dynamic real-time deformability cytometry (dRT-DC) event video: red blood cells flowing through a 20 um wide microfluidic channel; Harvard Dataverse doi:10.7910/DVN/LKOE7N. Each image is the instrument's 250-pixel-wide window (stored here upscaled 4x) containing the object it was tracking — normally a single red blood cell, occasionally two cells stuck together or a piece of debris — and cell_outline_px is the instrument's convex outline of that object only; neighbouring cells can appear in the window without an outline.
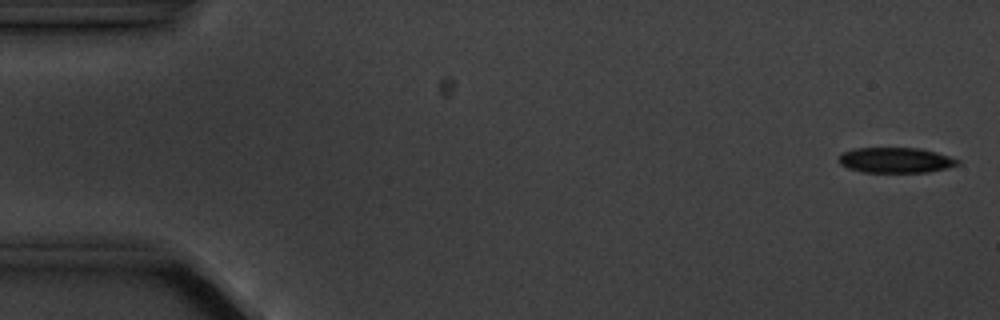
{"species": "common noctule bat (a hibernating species)", "species_latin": "Nyctalus noctula", "temperature_condition": "cold", "stored_images_in_passage": 4, "camera_frame_rate_fps": 3000, "um_per_image_px": 0.085, "animal": {"sex": "male", "body_mass_g": 20.1, "forearm_length_mm": 53.5}, "frame": {"image": 1, "passage_image": 1, "time_ms": 0.0, "image_size_px": [1000, 320], "cell_outline_px": [[960, 164], [928, 172], [860, 172], [848, 168], [840, 164], [836, 160], [840, 152], [852, 148], [920, 148], [936, 152], [960, 160]], "centroid_in_image_um": [76.04, 13.61], "position_along_channel_um": 9.0, "area_um2": 17.74}}